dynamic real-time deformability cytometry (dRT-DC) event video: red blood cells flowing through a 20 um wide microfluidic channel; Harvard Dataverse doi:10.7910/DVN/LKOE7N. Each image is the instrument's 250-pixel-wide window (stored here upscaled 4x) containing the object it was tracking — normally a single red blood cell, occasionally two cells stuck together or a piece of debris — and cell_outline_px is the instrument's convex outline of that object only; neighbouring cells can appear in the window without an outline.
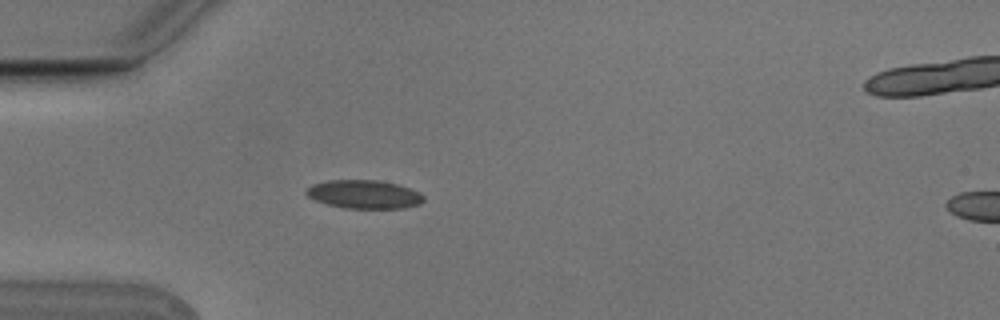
{"species": "Egyptian fruit bat (a non-hibernating species)", "species_latin": "Rousettus aegyptiacus", "temperature_condition": "cold", "stored_images_in_passage": 2, "camera_frame_rate_fps": 3000, "um_per_image_px": 0.085, "animal": {"sex": "male"}, "frame": {"image": 1, "passage_image": 1, "time_ms": 0.0, "image_size_px": [1000, 320], "cell_outline_px": [[424, 200], [420, 204], [404, 208], [344, 208], [328, 204], [316, 200], [308, 196], [304, 192], [312, 184], [328, 180], [376, 180], [396, 184], [420, 192], [424, 196]], "centroid_in_image_um": [30.96, 16.52], "position_along_channel_um": 54.0, "area_um2": 19.36}}